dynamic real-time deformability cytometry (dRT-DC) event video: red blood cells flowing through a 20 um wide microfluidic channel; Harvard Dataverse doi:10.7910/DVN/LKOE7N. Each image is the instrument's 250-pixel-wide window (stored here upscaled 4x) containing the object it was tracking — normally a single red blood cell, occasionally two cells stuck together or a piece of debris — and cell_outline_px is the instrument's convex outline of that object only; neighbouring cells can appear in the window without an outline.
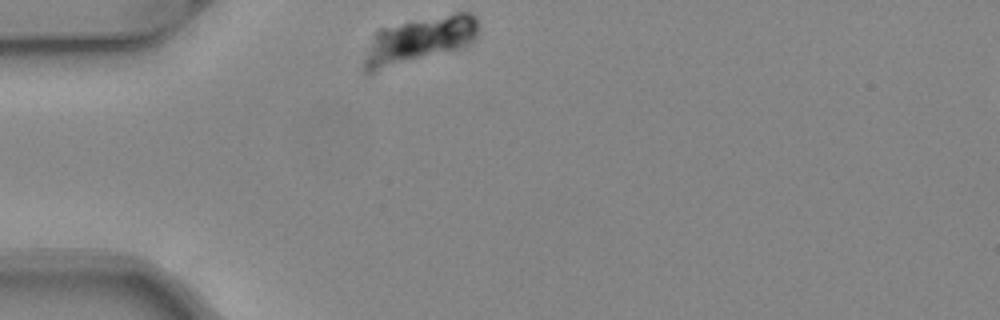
{"species": "common noctule bat (a hibernating species)", "species_latin": "Nyctalus noctula", "temperature_condition": "warm", "stored_images_in_passage": 7, "camera_frame_rate_fps": 3000, "um_per_image_px": 0.085, "animal": {"sex": "female", "body_mass_g": 24.6, "forearm_length_mm": 56.2}, "frame": {"image": 1, "passage_image": 1, "time_ms": 0.0, "image_size_px": [1000, 320], "cell_outline_px": [[476, 40], [472, 44], [460, 48], [368, 76], [364, 72], [364, 60], [376, 32], [380, 28], [456, 12], [468, 12], [476, 16]], "centroid_in_image_um": [35.63, 3.47], "position_along_channel_um": 49.4, "area_um2": 30.87}}
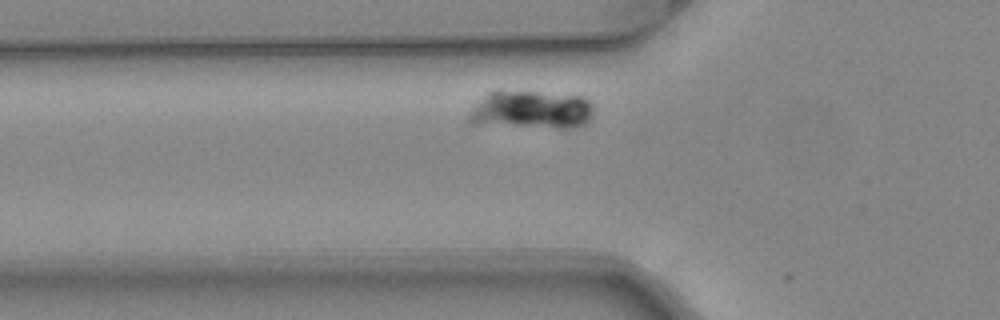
{"frame": {"image": 2, "passage_image": 5, "time_ms": 1.333, "image_size_px": [1000, 320], "cell_outline_px": [[596, 108], [592, 120], [588, 124], [580, 128], [556, 128], [468, 124], [468, 116], [472, 108], [488, 92], [496, 88], [500, 88], [588, 96], [592, 100]], "centroid_in_image_um": [45.25, 9.31], "position_along_channel_um": 80.5, "area_um2": 29.54}}